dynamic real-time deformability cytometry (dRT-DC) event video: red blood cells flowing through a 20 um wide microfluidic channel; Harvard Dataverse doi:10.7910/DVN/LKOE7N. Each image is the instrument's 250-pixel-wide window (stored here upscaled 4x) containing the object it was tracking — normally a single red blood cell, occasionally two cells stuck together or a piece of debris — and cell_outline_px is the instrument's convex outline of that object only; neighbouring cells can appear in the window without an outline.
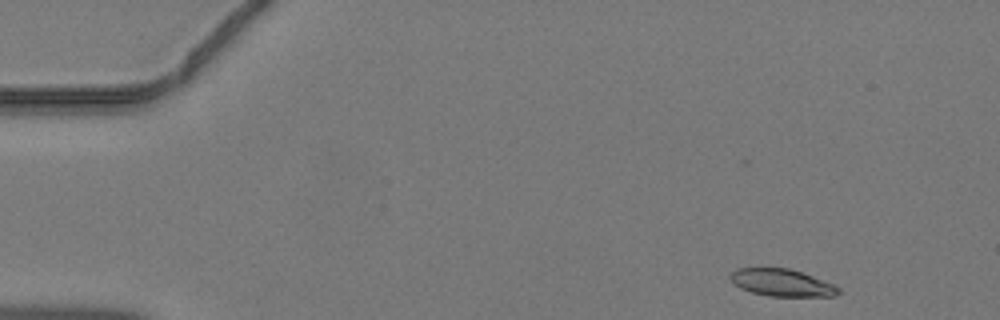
{"species": "common noctule bat (a hibernating species)", "species_latin": "Nyctalus noctula", "temperature_condition": "warm", "stored_images_in_passage": 42, "camera_frame_rate_fps": 3000, "um_per_image_px": 0.085, "animal": {"sex": "male", "body_mass_g": 19.2, "forearm_length_mm": 51.8}, "frame": {"image": 1, "passage_image": 1, "time_ms": 0.0, "image_size_px": [1000, 320], "cell_outline_px": [[840, 292], [836, 296], [768, 296], [752, 292], [740, 288], [728, 276], [736, 268], [788, 268], [812, 276], [832, 284], [840, 288]], "centroid_in_image_um": [66.45, 24.03], "position_along_channel_um": 18.6, "area_um2": 16.94}}
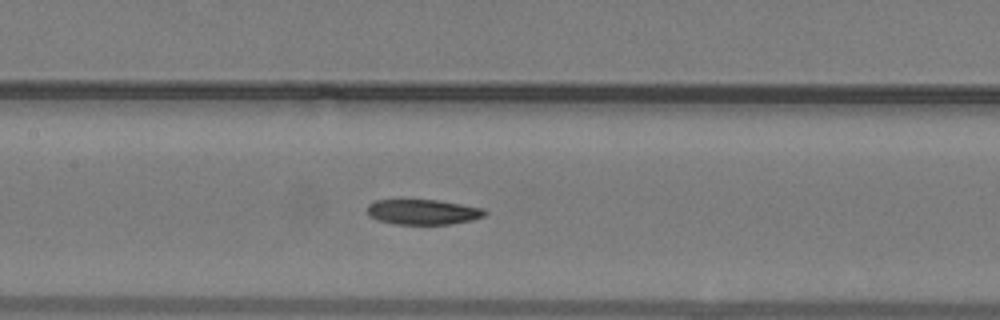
{"frame": {"image": 2, "passage_image": 18, "time_ms": 5.667, "image_size_px": [1000, 320], "cell_outline_px": [[488, 212], [484, 216], [472, 220], [448, 224], [392, 224], [376, 220], [368, 216], [368, 204], [376, 200], [436, 200], [484, 208]], "centroid_in_image_um": [35.93, 18.02], "position_along_channel_um": 171.5, "area_um2": 17.28}}
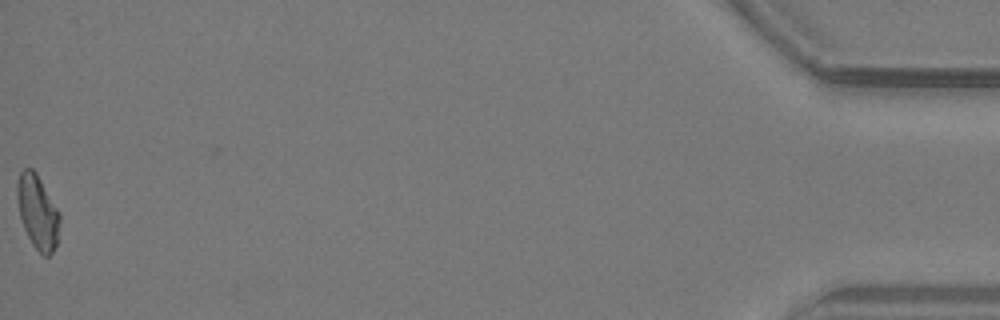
{"frame": {"image": 3, "passage_image": 42, "time_ms": 13.667, "image_size_px": [1000, 320], "cell_outline_px": [[60, 220], [56, 244], [52, 252], [48, 256], [44, 256], [32, 244], [24, 228], [20, 216], [16, 196], [16, 184], [20, 172], [24, 168], [32, 168], [36, 172], [56, 208], [60, 216]], "centroid_in_image_um": [3.17, 18.0], "position_along_channel_um": 432.0, "area_um2": 18.03}}